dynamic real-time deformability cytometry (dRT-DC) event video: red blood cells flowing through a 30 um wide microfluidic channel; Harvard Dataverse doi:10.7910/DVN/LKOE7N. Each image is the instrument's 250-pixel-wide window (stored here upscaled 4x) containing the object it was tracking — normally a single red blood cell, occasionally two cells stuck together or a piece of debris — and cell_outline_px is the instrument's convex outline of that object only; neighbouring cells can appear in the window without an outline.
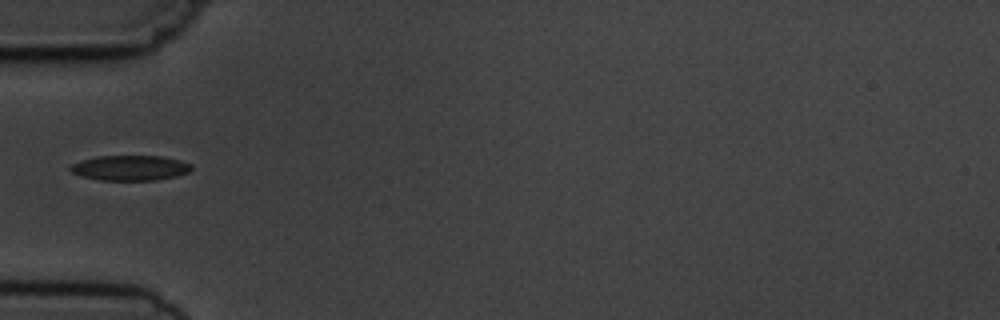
{"species": "common noctule bat (a hibernating species)", "species_latin": "Nyctalus noctula", "temperature_condition": "cold", "stored_images_in_passage": 1, "camera_frame_rate_fps": 3000, "um_per_image_px": 0.085, "animal": {"sex": "male", "body_mass_g": 19.5, "forearm_length_mm": 54.6}, "frame": {"image": 1, "passage_image": 1, "time_ms": 0.0, "image_size_px": [1000, 320], "cell_outline_px": [[192, 168], [188, 172], [176, 176], [156, 180], [100, 180], [80, 176], [72, 172], [68, 168], [72, 164], [96, 156], [160, 156], [180, 160], [192, 164]], "centroid_in_image_um": [11.06, 14.27], "position_along_channel_um": 73.9, "area_um2": 17.69}}